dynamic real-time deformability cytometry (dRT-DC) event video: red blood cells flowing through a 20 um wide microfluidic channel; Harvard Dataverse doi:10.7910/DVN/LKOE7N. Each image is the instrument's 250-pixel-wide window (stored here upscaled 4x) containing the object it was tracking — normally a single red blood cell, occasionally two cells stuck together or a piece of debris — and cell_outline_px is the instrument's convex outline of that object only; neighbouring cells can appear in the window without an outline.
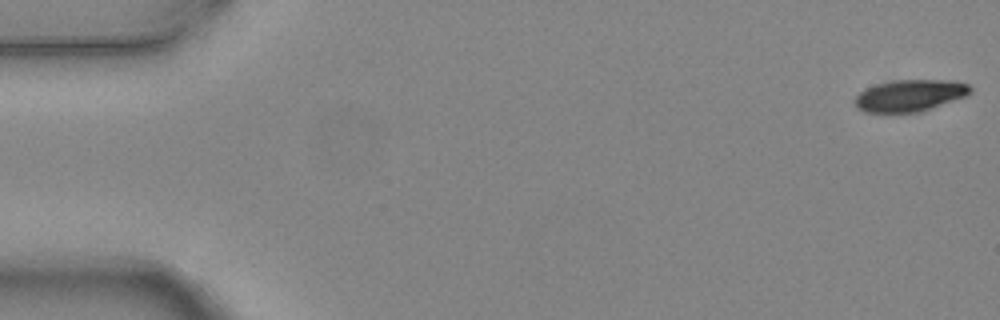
{"species": "common noctule bat (a hibernating species)", "species_latin": "Nyctalus noctula", "temperature_condition": "warm", "stored_images_in_passage": 3, "camera_frame_rate_fps": 3000, "um_per_image_px": 0.085, "animal": {"sex": "female", "body_mass_g": 24.6, "forearm_length_mm": 56.2}, "frame": {"image": 1, "passage_image": 1, "time_ms": 0.0, "image_size_px": [1000, 320], "cell_outline_px": [[972, 92], [968, 96], [920, 112], [864, 112], [856, 104], [856, 96], [860, 92], [876, 84], [892, 80], [956, 80], [968, 84], [972, 88]], "centroid_in_image_um": [77.43, 8.11], "position_along_channel_um": 7.6, "area_um2": 21.39}}